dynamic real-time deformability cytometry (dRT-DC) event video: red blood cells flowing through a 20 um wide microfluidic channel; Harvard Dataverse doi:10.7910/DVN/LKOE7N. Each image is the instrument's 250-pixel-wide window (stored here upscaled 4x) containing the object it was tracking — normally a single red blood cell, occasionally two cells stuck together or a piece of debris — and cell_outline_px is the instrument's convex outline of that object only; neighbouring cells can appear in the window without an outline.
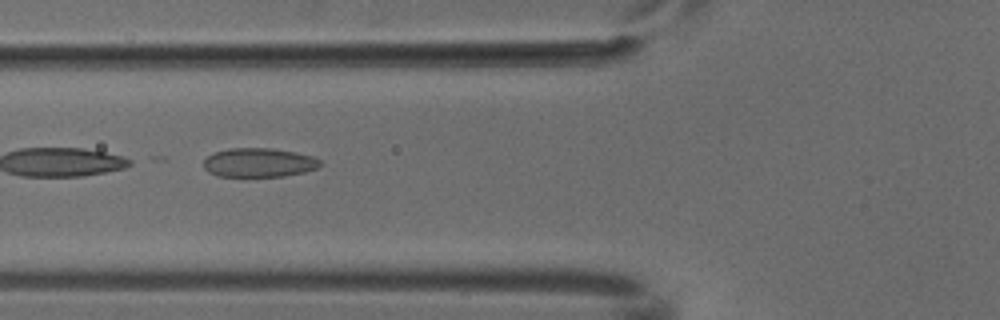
{"species": "common noctule bat (a hibernating species)", "species_latin": "Nyctalus noctula", "temperature_condition": "cold", "stored_images_in_passage": 8, "camera_frame_rate_fps": 3000, "um_per_image_px": 0.085, "animal": {"sex": "male", "body_mass_g": 18.8}, "frame": {"image": 1, "passage_image": 6, "time_ms": 1.667, "image_size_px": [1000, 320], "cell_outline_px": [[320, 164], [316, 168], [304, 172], [284, 176], [216, 176], [208, 172], [204, 168], [204, 160], [212, 152], [228, 148], [272, 148], [296, 152], [312, 156], [320, 160]], "centroid_in_image_um": [21.97, 13.81], "position_along_channel_um": 103.8, "area_um2": 19.77}}
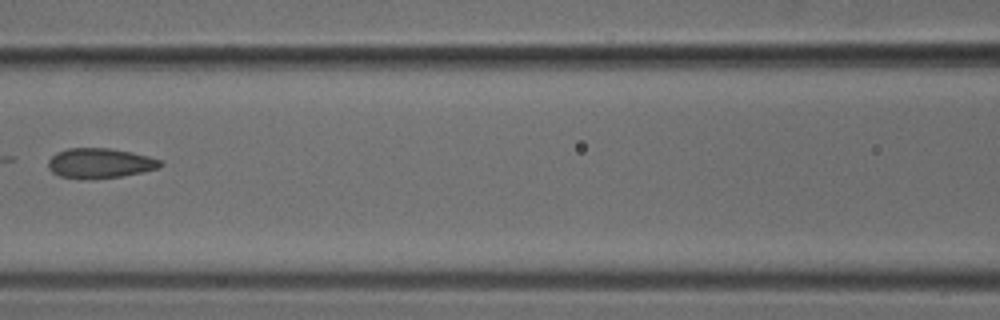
{"frame": {"image": 2, "passage_image": 7, "time_ms": 2.0, "image_size_px": [1000, 320], "cell_outline_px": [[164, 164], [160, 168], [144, 172], [120, 176], [88, 180], [84, 180], [60, 176], [52, 172], [48, 168], [48, 160], [56, 152], [68, 148], [112, 148], [132, 152], [164, 160]], "centroid_in_image_um": [8.52, 13.87], "position_along_channel_um": 158.1, "area_um2": 20.0}}
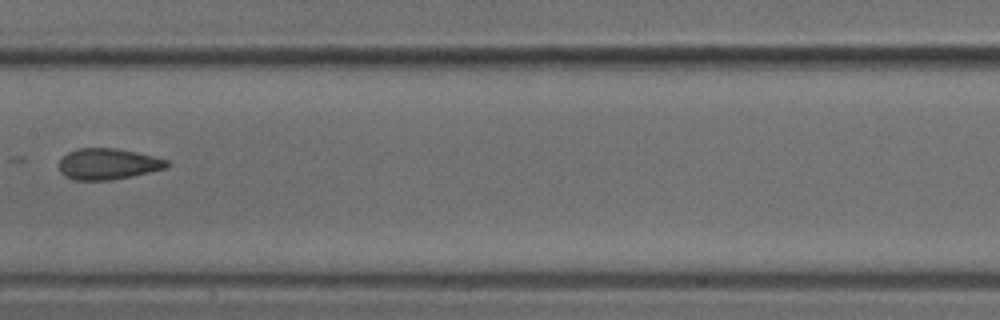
{"frame": {"image": 3, "passage_image": 8, "time_ms": 2.333, "image_size_px": [1000, 320], "cell_outline_px": [[172, 164], [168, 168], [112, 180], [72, 180], [64, 176], [60, 172], [60, 160], [68, 152], [76, 148], [116, 148], [136, 152], [168, 160]], "centroid_in_image_um": [9.19, 13.94], "position_along_channel_um": 198.2, "area_um2": 19.65}}